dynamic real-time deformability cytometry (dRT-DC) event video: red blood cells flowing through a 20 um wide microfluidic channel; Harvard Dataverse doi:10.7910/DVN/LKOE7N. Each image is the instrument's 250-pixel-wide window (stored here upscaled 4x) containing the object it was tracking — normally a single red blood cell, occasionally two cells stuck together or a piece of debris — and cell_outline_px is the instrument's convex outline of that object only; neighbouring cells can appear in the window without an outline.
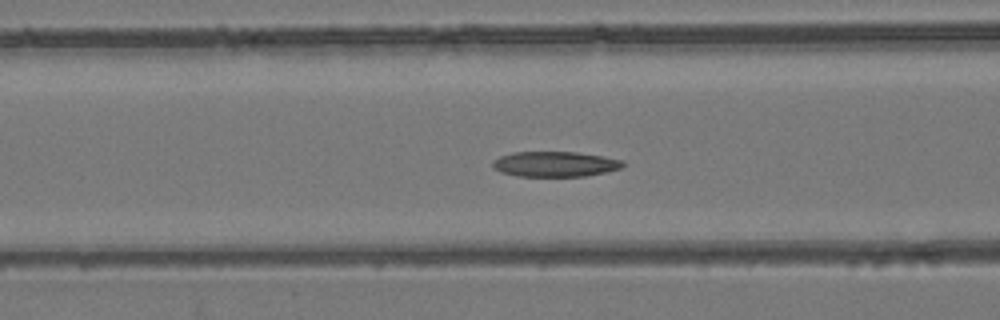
{"species": "common noctule bat (a hibernating species)", "species_latin": "Nyctalus noctula", "temperature_condition": "room temperature", "stored_images_in_passage": 54, "camera_frame_rate_fps": 3000, "um_per_image_px": 0.085, "animal": {"sex": "female", "body_mass_g": 24.6, "forearm_length_mm": 56.2}, "frame": {"image": 1, "passage_image": 22, "time_ms": 7.0, "image_size_px": [1000, 320], "cell_outline_px": [[624, 164], [620, 168], [608, 172], [584, 176], [516, 176], [500, 172], [492, 168], [492, 160], [500, 156], [512, 152], [576, 152], [604, 156], [624, 160]], "centroid_in_image_um": [47.16, 13.94], "position_along_channel_um": 119.4, "area_um2": 19.36}}
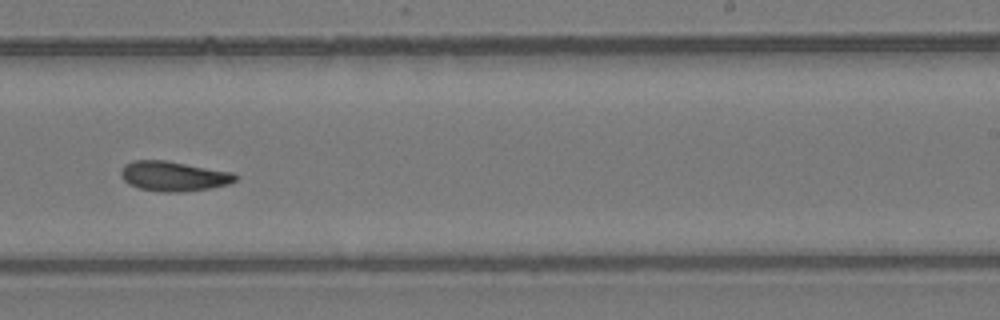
{"frame": {"image": 2, "passage_image": 34, "time_ms": 11.0, "image_size_px": [1000, 320], "cell_outline_px": [[240, 176], [236, 180], [228, 184], [212, 188], [184, 192], [160, 192], [140, 188], [128, 184], [120, 176], [120, 168], [124, 164], [132, 160], [164, 160], [232, 172]], "centroid_in_image_um": [14.73, 14.98], "position_along_channel_um": 274.3, "area_um2": 20.11}}
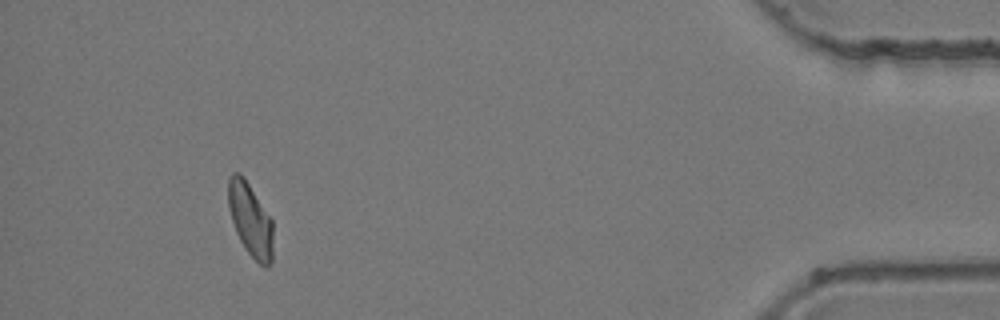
{"frame": {"image": 3, "passage_image": 50, "time_ms": 16.333, "image_size_px": [1000, 320], "cell_outline_px": [[272, 264], [268, 268], [264, 268], [248, 252], [240, 240], [236, 232], [228, 208], [228, 176], [232, 172], [240, 172], [244, 176], [272, 220]], "centroid_in_image_um": [21.27, 18.65], "position_along_channel_um": 413.9, "area_um2": 19.19}}